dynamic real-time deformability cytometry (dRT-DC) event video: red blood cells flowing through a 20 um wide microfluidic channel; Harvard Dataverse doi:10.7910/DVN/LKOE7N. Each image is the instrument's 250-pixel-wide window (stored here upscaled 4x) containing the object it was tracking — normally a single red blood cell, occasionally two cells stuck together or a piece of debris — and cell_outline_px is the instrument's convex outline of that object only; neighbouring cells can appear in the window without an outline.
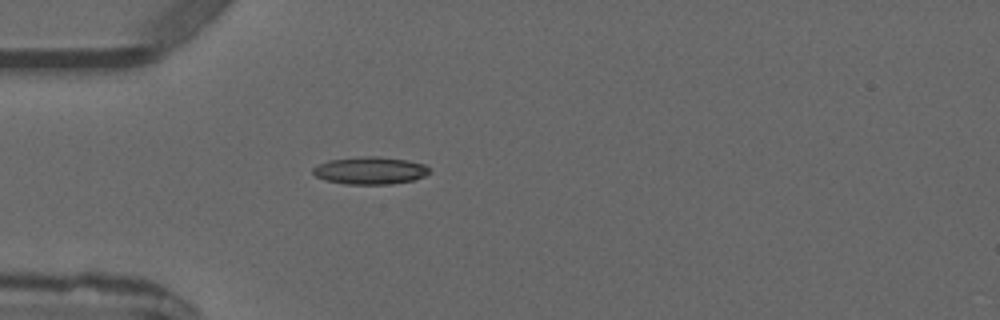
{"species": "common noctule bat (a hibernating species)", "species_latin": "Nyctalus noctula", "temperature_condition": "warm", "stored_images_in_passage": 3, "camera_frame_rate_fps": 3000, "um_per_image_px": 0.085, "animal": {"sex": "male", "forearm_length_mm": 52.5}, "frame": {"image": 1, "passage_image": 3, "time_ms": 2.667, "image_size_px": [1000, 320], "cell_outline_px": [[432, 172], [424, 176], [412, 180], [392, 184], [344, 184], [324, 180], [316, 176], [312, 172], [312, 168], [328, 160], [364, 156], [380, 156], [404, 160], [424, 164]], "centroid_in_image_um": [31.44, 14.5], "position_along_channel_um": 53.6, "area_um2": 18.61}}